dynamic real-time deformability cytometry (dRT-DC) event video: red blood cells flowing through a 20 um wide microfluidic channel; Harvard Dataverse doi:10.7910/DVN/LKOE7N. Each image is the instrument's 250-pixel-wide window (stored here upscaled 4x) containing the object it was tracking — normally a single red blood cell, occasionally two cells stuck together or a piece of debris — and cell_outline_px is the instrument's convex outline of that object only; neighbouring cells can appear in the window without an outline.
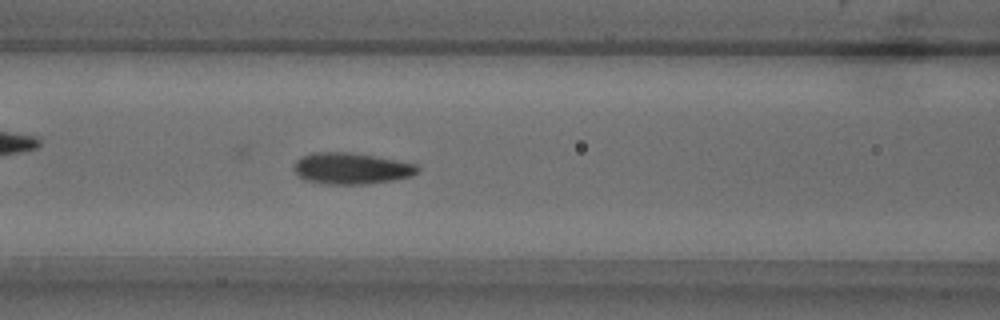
{"species": "common noctule bat (a hibernating species)", "species_latin": "Nyctalus noctula", "temperature_condition": "warm", "stored_images_in_passage": 51, "camera_frame_rate_fps": 3000, "um_per_image_px": 0.085, "animal": {"sex": "male", "body_mass_g": 18.8}, "frame": {"image": 1, "passage_image": 20, "time_ms": 6.333, "image_size_px": [1000, 320], "cell_outline_px": [[420, 172], [412, 176], [396, 180], [368, 184], [328, 184], [304, 180], [296, 176], [292, 168], [292, 164], [300, 156], [312, 152], [352, 152], [376, 156], [416, 164], [420, 168]], "centroid_in_image_um": [29.83, 14.31], "position_along_channel_um": 136.8, "area_um2": 23.18}}
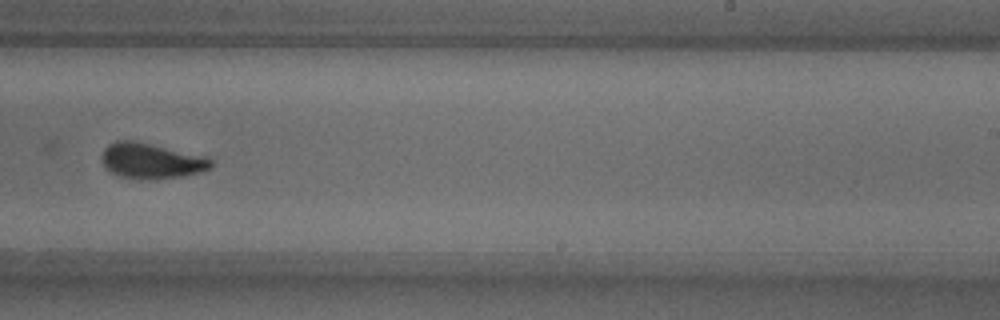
{"frame": {"image": 2, "passage_image": 31, "time_ms": 10.0, "image_size_px": [1000, 320], "cell_outline_px": [[212, 168], [200, 172], [180, 176], [156, 180], [152, 180], [120, 176], [112, 172], [104, 164], [100, 156], [104, 148], [108, 144], [116, 140], [136, 140], [208, 156], [212, 160]], "centroid_in_image_um": [12.89, 13.65], "position_along_channel_um": 276.1, "area_um2": 22.89}}
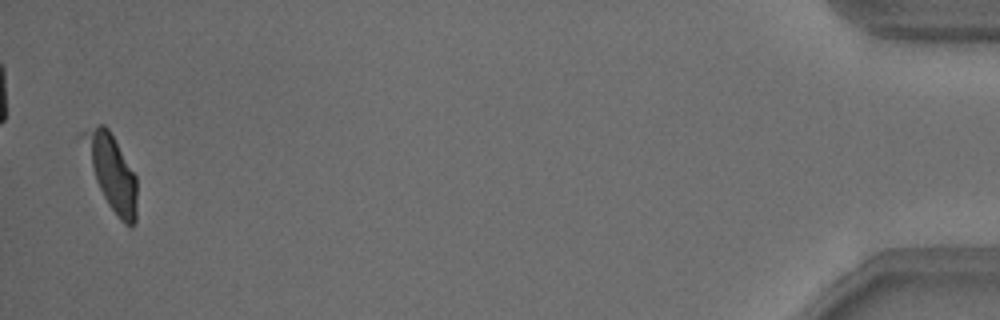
{"frame": {"image": 3, "passage_image": 50, "time_ms": 16.333, "image_size_px": [1000, 320], "cell_outline_px": [[136, 220], [128, 228], [120, 220], [108, 204], [96, 180], [76, 136], [80, 132], [100, 124], [104, 124], [108, 128], [136, 176]], "centroid_in_image_um": [9.42, 14.57], "position_along_channel_um": 425.8, "area_um2": 23.41}, "authors_computed_cell_mechanics": {"area_um2": 22.6576, "velocity_mm_per_s": 3.8103, "shape_relaxation_time_tau1_ms": 4.1688, "shape_relaxation_time_tau2_ms": 1.2781, "deformation_change_tau1": 0.1499, "deformation_change_tau2": 0.0598}}